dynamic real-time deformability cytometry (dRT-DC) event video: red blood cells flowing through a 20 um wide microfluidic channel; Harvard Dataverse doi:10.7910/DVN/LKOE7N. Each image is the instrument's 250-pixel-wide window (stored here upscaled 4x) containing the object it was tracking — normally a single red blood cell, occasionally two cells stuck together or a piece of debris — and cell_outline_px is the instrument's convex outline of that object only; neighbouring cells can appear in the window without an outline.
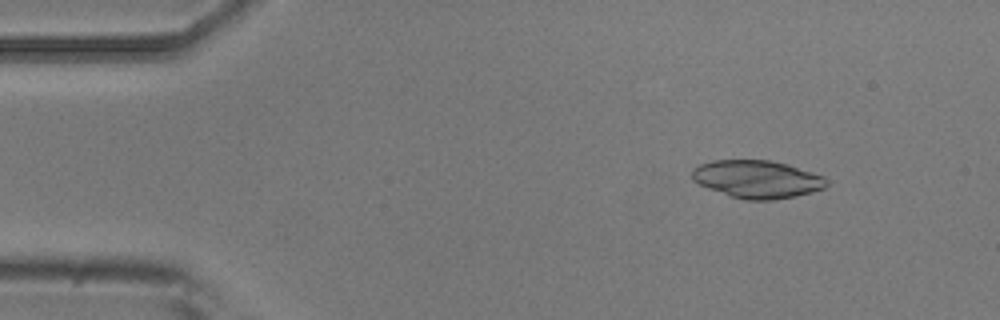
{"species": "common noctule bat (a hibernating species)", "species_latin": "Nyctalus noctula", "temperature_condition": "room temperature", "stored_images_in_passage": 49, "camera_frame_rate_fps": 3000, "um_per_image_px": 0.085, "animal": {"sex": "male", "body_mass_g": 20.5, "forearm_length_mm": 52.5}, "frame": {"image": 1, "passage_image": 2, "time_ms": 0.333, "image_size_px": [1000, 320], "cell_outline_px": [[828, 184], [824, 188], [812, 192], [796, 196], [776, 200], [744, 200], [708, 188], [692, 180], [692, 168], [700, 164], [712, 160], [768, 160], [788, 164], [824, 176], [828, 180]], "centroid_in_image_um": [64.37, 15.23], "position_along_channel_um": 20.6, "area_um2": 29.71}}
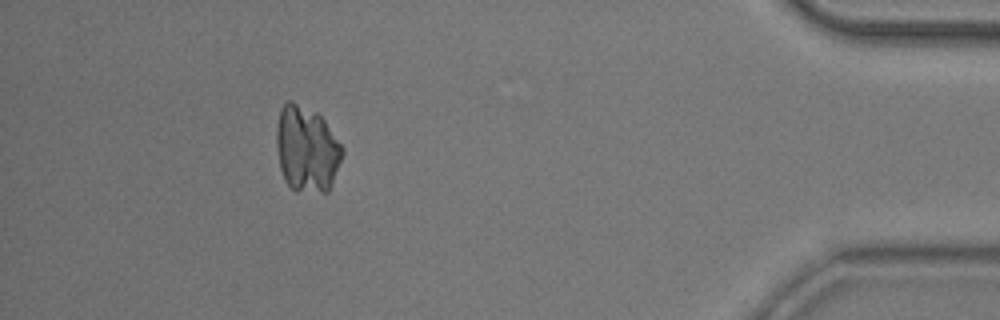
{"frame": {"image": 2, "passage_image": 44, "time_ms": 14.333, "image_size_px": [1000, 320], "cell_outline_px": [[344, 152], [332, 184], [328, 192], [296, 192], [288, 188], [284, 180], [280, 168], [276, 144], [276, 124], [280, 108], [288, 100], [292, 100], [316, 112], [324, 120], [344, 148]], "centroid_in_image_um": [26.05, 12.69], "position_along_channel_um": 409.1, "area_um2": 33.52}}